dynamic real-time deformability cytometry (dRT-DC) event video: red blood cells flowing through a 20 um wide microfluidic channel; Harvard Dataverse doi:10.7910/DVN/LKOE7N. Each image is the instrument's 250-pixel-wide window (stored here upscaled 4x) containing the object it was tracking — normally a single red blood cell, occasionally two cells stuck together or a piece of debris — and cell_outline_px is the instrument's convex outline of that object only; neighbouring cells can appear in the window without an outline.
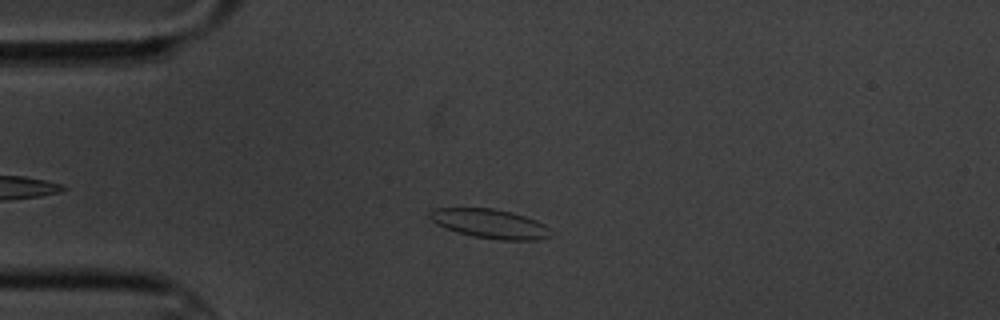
{"species": "common noctule bat (a hibernating species)", "species_latin": "Nyctalus noctula", "temperature_condition": "cold", "stored_images_in_passage": 7, "camera_frame_rate_fps": 3000, "um_per_image_px": 0.085, "animal": {"sex": "male", "body_mass_g": 20.1, "forearm_length_mm": 53.5}, "frame": {"image": 1, "passage_image": 3, "time_ms": 3.333, "image_size_px": [1000, 320], "cell_outline_px": [[552, 236], [540, 240], [500, 240], [472, 236], [456, 232], [444, 228], [436, 224], [428, 216], [428, 212], [432, 208], [492, 208], [512, 212], [536, 220], [544, 224], [548, 228]], "centroid_in_image_um": [41.62, 19.02], "position_along_channel_um": 43.4, "area_um2": 20.81}}
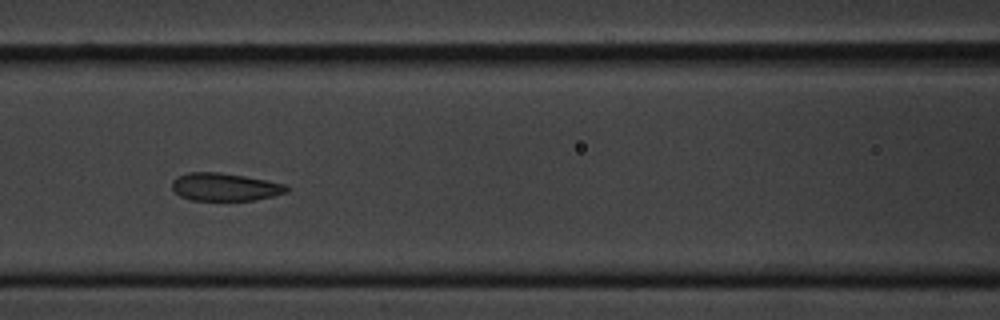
{"frame": {"image": 2, "passage_image": 6, "time_ms": 7.0, "image_size_px": [1000, 320], "cell_outline_px": [[288, 192], [256, 200], [192, 200], [180, 196], [172, 188], [172, 180], [188, 172], [220, 172], [244, 176], [284, 184], [288, 188]], "centroid_in_image_um": [19.1, 15.89], "position_along_channel_um": 147.5, "area_um2": 18.38}}
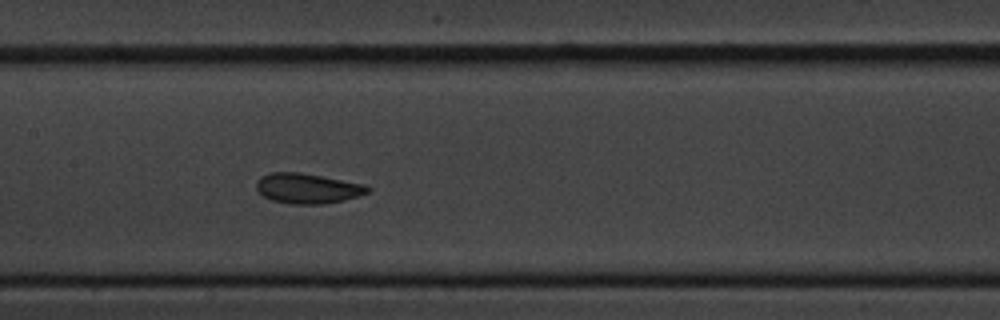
{"frame": {"image": 3, "passage_image": 7, "time_ms": 8.0, "image_size_px": [1000, 320], "cell_outline_px": [[372, 188], [368, 192], [360, 196], [344, 200], [320, 204], [292, 204], [272, 200], [264, 196], [256, 188], [256, 180], [260, 176], [268, 172], [300, 172], [364, 184]], "centroid_in_image_um": [26.13, 16.0], "position_along_channel_um": 181.3, "area_um2": 19.59}}